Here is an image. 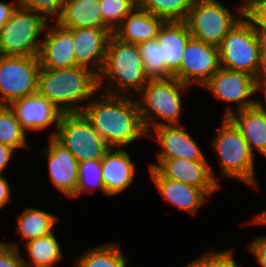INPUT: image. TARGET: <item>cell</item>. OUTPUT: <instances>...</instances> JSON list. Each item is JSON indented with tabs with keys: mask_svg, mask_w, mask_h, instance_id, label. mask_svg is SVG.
<instances>
[{
	"mask_svg": "<svg viewBox=\"0 0 266 267\" xmlns=\"http://www.w3.org/2000/svg\"><path fill=\"white\" fill-rule=\"evenodd\" d=\"M165 22L164 19L136 6L123 19L113 34L122 41L139 45L157 38Z\"/></svg>",
	"mask_w": 266,
	"mask_h": 267,
	"instance_id": "obj_22",
	"label": "cell"
},
{
	"mask_svg": "<svg viewBox=\"0 0 266 267\" xmlns=\"http://www.w3.org/2000/svg\"><path fill=\"white\" fill-rule=\"evenodd\" d=\"M236 11L232 14L220 0H194L184 22L193 38L219 47L244 16V4L238 5Z\"/></svg>",
	"mask_w": 266,
	"mask_h": 267,
	"instance_id": "obj_6",
	"label": "cell"
},
{
	"mask_svg": "<svg viewBox=\"0 0 266 267\" xmlns=\"http://www.w3.org/2000/svg\"><path fill=\"white\" fill-rule=\"evenodd\" d=\"M250 0H243V4H246L247 2H249Z\"/></svg>",
	"mask_w": 266,
	"mask_h": 267,
	"instance_id": "obj_46",
	"label": "cell"
},
{
	"mask_svg": "<svg viewBox=\"0 0 266 267\" xmlns=\"http://www.w3.org/2000/svg\"><path fill=\"white\" fill-rule=\"evenodd\" d=\"M78 170L77 190L72 198H76L86 192L90 195L97 189L107 195L103 184L101 159L80 162Z\"/></svg>",
	"mask_w": 266,
	"mask_h": 267,
	"instance_id": "obj_31",
	"label": "cell"
},
{
	"mask_svg": "<svg viewBox=\"0 0 266 267\" xmlns=\"http://www.w3.org/2000/svg\"><path fill=\"white\" fill-rule=\"evenodd\" d=\"M58 217L40 209L27 208L17 217V232L26 242L52 233Z\"/></svg>",
	"mask_w": 266,
	"mask_h": 267,
	"instance_id": "obj_26",
	"label": "cell"
},
{
	"mask_svg": "<svg viewBox=\"0 0 266 267\" xmlns=\"http://www.w3.org/2000/svg\"><path fill=\"white\" fill-rule=\"evenodd\" d=\"M15 5H19L18 0H13L10 3L0 1V30L1 27L10 19L13 11L16 9Z\"/></svg>",
	"mask_w": 266,
	"mask_h": 267,
	"instance_id": "obj_40",
	"label": "cell"
},
{
	"mask_svg": "<svg viewBox=\"0 0 266 267\" xmlns=\"http://www.w3.org/2000/svg\"><path fill=\"white\" fill-rule=\"evenodd\" d=\"M217 100L235 103L237 111L254 106L255 77L242 71L220 68L202 86Z\"/></svg>",
	"mask_w": 266,
	"mask_h": 267,
	"instance_id": "obj_12",
	"label": "cell"
},
{
	"mask_svg": "<svg viewBox=\"0 0 266 267\" xmlns=\"http://www.w3.org/2000/svg\"><path fill=\"white\" fill-rule=\"evenodd\" d=\"M194 0H137V7L168 21H184Z\"/></svg>",
	"mask_w": 266,
	"mask_h": 267,
	"instance_id": "obj_29",
	"label": "cell"
},
{
	"mask_svg": "<svg viewBox=\"0 0 266 267\" xmlns=\"http://www.w3.org/2000/svg\"><path fill=\"white\" fill-rule=\"evenodd\" d=\"M220 68L219 47L191 37L183 52L180 69L173 77L190 87H202Z\"/></svg>",
	"mask_w": 266,
	"mask_h": 267,
	"instance_id": "obj_11",
	"label": "cell"
},
{
	"mask_svg": "<svg viewBox=\"0 0 266 267\" xmlns=\"http://www.w3.org/2000/svg\"><path fill=\"white\" fill-rule=\"evenodd\" d=\"M144 70L149 79H169L173 74L162 61L161 48L157 38L142 42L138 45Z\"/></svg>",
	"mask_w": 266,
	"mask_h": 267,
	"instance_id": "obj_30",
	"label": "cell"
},
{
	"mask_svg": "<svg viewBox=\"0 0 266 267\" xmlns=\"http://www.w3.org/2000/svg\"><path fill=\"white\" fill-rule=\"evenodd\" d=\"M29 262L23 257L25 267H54L63 258L61 246L54 232L25 243Z\"/></svg>",
	"mask_w": 266,
	"mask_h": 267,
	"instance_id": "obj_25",
	"label": "cell"
},
{
	"mask_svg": "<svg viewBox=\"0 0 266 267\" xmlns=\"http://www.w3.org/2000/svg\"><path fill=\"white\" fill-rule=\"evenodd\" d=\"M26 131L9 105H0V143L13 149H29Z\"/></svg>",
	"mask_w": 266,
	"mask_h": 267,
	"instance_id": "obj_28",
	"label": "cell"
},
{
	"mask_svg": "<svg viewBox=\"0 0 266 267\" xmlns=\"http://www.w3.org/2000/svg\"><path fill=\"white\" fill-rule=\"evenodd\" d=\"M113 31L100 28H73L76 66L90 69L99 75L102 71L107 42Z\"/></svg>",
	"mask_w": 266,
	"mask_h": 267,
	"instance_id": "obj_18",
	"label": "cell"
},
{
	"mask_svg": "<svg viewBox=\"0 0 266 267\" xmlns=\"http://www.w3.org/2000/svg\"><path fill=\"white\" fill-rule=\"evenodd\" d=\"M64 1L65 0H18V4L20 7L37 12L47 23H53L52 21L57 23L62 15Z\"/></svg>",
	"mask_w": 266,
	"mask_h": 267,
	"instance_id": "obj_33",
	"label": "cell"
},
{
	"mask_svg": "<svg viewBox=\"0 0 266 267\" xmlns=\"http://www.w3.org/2000/svg\"><path fill=\"white\" fill-rule=\"evenodd\" d=\"M100 0H65L57 23L65 28L110 29L102 20Z\"/></svg>",
	"mask_w": 266,
	"mask_h": 267,
	"instance_id": "obj_24",
	"label": "cell"
},
{
	"mask_svg": "<svg viewBox=\"0 0 266 267\" xmlns=\"http://www.w3.org/2000/svg\"><path fill=\"white\" fill-rule=\"evenodd\" d=\"M14 153L15 149L0 143V174L4 173Z\"/></svg>",
	"mask_w": 266,
	"mask_h": 267,
	"instance_id": "obj_41",
	"label": "cell"
},
{
	"mask_svg": "<svg viewBox=\"0 0 266 267\" xmlns=\"http://www.w3.org/2000/svg\"><path fill=\"white\" fill-rule=\"evenodd\" d=\"M38 53L41 67L59 69L76 66L72 28L49 23Z\"/></svg>",
	"mask_w": 266,
	"mask_h": 267,
	"instance_id": "obj_17",
	"label": "cell"
},
{
	"mask_svg": "<svg viewBox=\"0 0 266 267\" xmlns=\"http://www.w3.org/2000/svg\"><path fill=\"white\" fill-rule=\"evenodd\" d=\"M38 56L0 55V105L37 92Z\"/></svg>",
	"mask_w": 266,
	"mask_h": 267,
	"instance_id": "obj_10",
	"label": "cell"
},
{
	"mask_svg": "<svg viewBox=\"0 0 266 267\" xmlns=\"http://www.w3.org/2000/svg\"><path fill=\"white\" fill-rule=\"evenodd\" d=\"M221 68L259 75L260 38L253 24L243 16L224 36L219 46Z\"/></svg>",
	"mask_w": 266,
	"mask_h": 267,
	"instance_id": "obj_7",
	"label": "cell"
},
{
	"mask_svg": "<svg viewBox=\"0 0 266 267\" xmlns=\"http://www.w3.org/2000/svg\"><path fill=\"white\" fill-rule=\"evenodd\" d=\"M189 88L190 86L174 77L150 79L143 86L138 93L140 98H135L148 133L156 127L180 124L183 99L181 96Z\"/></svg>",
	"mask_w": 266,
	"mask_h": 267,
	"instance_id": "obj_4",
	"label": "cell"
},
{
	"mask_svg": "<svg viewBox=\"0 0 266 267\" xmlns=\"http://www.w3.org/2000/svg\"><path fill=\"white\" fill-rule=\"evenodd\" d=\"M102 20L114 32L137 6V0H100Z\"/></svg>",
	"mask_w": 266,
	"mask_h": 267,
	"instance_id": "obj_32",
	"label": "cell"
},
{
	"mask_svg": "<svg viewBox=\"0 0 266 267\" xmlns=\"http://www.w3.org/2000/svg\"><path fill=\"white\" fill-rule=\"evenodd\" d=\"M120 244H105L88 249L77 258L76 267H128Z\"/></svg>",
	"mask_w": 266,
	"mask_h": 267,
	"instance_id": "obj_27",
	"label": "cell"
},
{
	"mask_svg": "<svg viewBox=\"0 0 266 267\" xmlns=\"http://www.w3.org/2000/svg\"><path fill=\"white\" fill-rule=\"evenodd\" d=\"M256 216L261 217V218H265V219H266V210H264V211L258 213Z\"/></svg>",
	"mask_w": 266,
	"mask_h": 267,
	"instance_id": "obj_44",
	"label": "cell"
},
{
	"mask_svg": "<svg viewBox=\"0 0 266 267\" xmlns=\"http://www.w3.org/2000/svg\"><path fill=\"white\" fill-rule=\"evenodd\" d=\"M49 138V145L40 153L47 156L50 181L65 197L72 198L78 185L79 162L54 137Z\"/></svg>",
	"mask_w": 266,
	"mask_h": 267,
	"instance_id": "obj_15",
	"label": "cell"
},
{
	"mask_svg": "<svg viewBox=\"0 0 266 267\" xmlns=\"http://www.w3.org/2000/svg\"><path fill=\"white\" fill-rule=\"evenodd\" d=\"M102 160V178L105 192L114 196L133 184L136 164L124 148H109Z\"/></svg>",
	"mask_w": 266,
	"mask_h": 267,
	"instance_id": "obj_20",
	"label": "cell"
},
{
	"mask_svg": "<svg viewBox=\"0 0 266 267\" xmlns=\"http://www.w3.org/2000/svg\"><path fill=\"white\" fill-rule=\"evenodd\" d=\"M186 125H164L153 128L148 137L157 141L162 147L157 152V163H151L148 168H155L164 159H187L191 161H208L194 140L187 132Z\"/></svg>",
	"mask_w": 266,
	"mask_h": 267,
	"instance_id": "obj_13",
	"label": "cell"
},
{
	"mask_svg": "<svg viewBox=\"0 0 266 267\" xmlns=\"http://www.w3.org/2000/svg\"><path fill=\"white\" fill-rule=\"evenodd\" d=\"M250 1H262L263 3H266V0H250Z\"/></svg>",
	"mask_w": 266,
	"mask_h": 267,
	"instance_id": "obj_45",
	"label": "cell"
},
{
	"mask_svg": "<svg viewBox=\"0 0 266 267\" xmlns=\"http://www.w3.org/2000/svg\"><path fill=\"white\" fill-rule=\"evenodd\" d=\"M98 91V75L90 69L81 66L40 67L37 92L63 113L81 112L88 104L86 100H91Z\"/></svg>",
	"mask_w": 266,
	"mask_h": 267,
	"instance_id": "obj_2",
	"label": "cell"
},
{
	"mask_svg": "<svg viewBox=\"0 0 266 267\" xmlns=\"http://www.w3.org/2000/svg\"><path fill=\"white\" fill-rule=\"evenodd\" d=\"M191 37L184 21L165 22L158 33L162 61L173 75L180 69L183 52Z\"/></svg>",
	"mask_w": 266,
	"mask_h": 267,
	"instance_id": "obj_23",
	"label": "cell"
},
{
	"mask_svg": "<svg viewBox=\"0 0 266 267\" xmlns=\"http://www.w3.org/2000/svg\"><path fill=\"white\" fill-rule=\"evenodd\" d=\"M250 223V225L251 224H264V225H266V219L265 218H261V217H258V216H255L254 218H252L250 221H248V223L247 224H249Z\"/></svg>",
	"mask_w": 266,
	"mask_h": 267,
	"instance_id": "obj_43",
	"label": "cell"
},
{
	"mask_svg": "<svg viewBox=\"0 0 266 267\" xmlns=\"http://www.w3.org/2000/svg\"><path fill=\"white\" fill-rule=\"evenodd\" d=\"M20 251V246L9 239L0 242V267H25Z\"/></svg>",
	"mask_w": 266,
	"mask_h": 267,
	"instance_id": "obj_36",
	"label": "cell"
},
{
	"mask_svg": "<svg viewBox=\"0 0 266 267\" xmlns=\"http://www.w3.org/2000/svg\"><path fill=\"white\" fill-rule=\"evenodd\" d=\"M258 92L264 93V101L255 99L254 106L259 110L266 111V74H259L255 78V94Z\"/></svg>",
	"mask_w": 266,
	"mask_h": 267,
	"instance_id": "obj_38",
	"label": "cell"
},
{
	"mask_svg": "<svg viewBox=\"0 0 266 267\" xmlns=\"http://www.w3.org/2000/svg\"><path fill=\"white\" fill-rule=\"evenodd\" d=\"M47 22L32 10L16 6L0 30V55L38 56Z\"/></svg>",
	"mask_w": 266,
	"mask_h": 267,
	"instance_id": "obj_8",
	"label": "cell"
},
{
	"mask_svg": "<svg viewBox=\"0 0 266 267\" xmlns=\"http://www.w3.org/2000/svg\"><path fill=\"white\" fill-rule=\"evenodd\" d=\"M81 113L109 148H124L148 136L135 96L99 91Z\"/></svg>",
	"mask_w": 266,
	"mask_h": 267,
	"instance_id": "obj_1",
	"label": "cell"
},
{
	"mask_svg": "<svg viewBox=\"0 0 266 267\" xmlns=\"http://www.w3.org/2000/svg\"><path fill=\"white\" fill-rule=\"evenodd\" d=\"M49 137H54L66 147L79 163L102 159L109 149L81 112L63 113L57 130L52 131Z\"/></svg>",
	"mask_w": 266,
	"mask_h": 267,
	"instance_id": "obj_9",
	"label": "cell"
},
{
	"mask_svg": "<svg viewBox=\"0 0 266 267\" xmlns=\"http://www.w3.org/2000/svg\"><path fill=\"white\" fill-rule=\"evenodd\" d=\"M233 252L234 250L229 248L224 251L204 252L184 267H238Z\"/></svg>",
	"mask_w": 266,
	"mask_h": 267,
	"instance_id": "obj_34",
	"label": "cell"
},
{
	"mask_svg": "<svg viewBox=\"0 0 266 267\" xmlns=\"http://www.w3.org/2000/svg\"><path fill=\"white\" fill-rule=\"evenodd\" d=\"M105 79L109 83H104ZM149 80L138 44L122 41L112 33L107 42L102 71L98 75L99 91L110 95L134 96Z\"/></svg>",
	"mask_w": 266,
	"mask_h": 267,
	"instance_id": "obj_3",
	"label": "cell"
},
{
	"mask_svg": "<svg viewBox=\"0 0 266 267\" xmlns=\"http://www.w3.org/2000/svg\"><path fill=\"white\" fill-rule=\"evenodd\" d=\"M244 16L253 24L260 39H266V3L249 1L244 4Z\"/></svg>",
	"mask_w": 266,
	"mask_h": 267,
	"instance_id": "obj_35",
	"label": "cell"
},
{
	"mask_svg": "<svg viewBox=\"0 0 266 267\" xmlns=\"http://www.w3.org/2000/svg\"><path fill=\"white\" fill-rule=\"evenodd\" d=\"M9 203H13V200H11V185L3 174H0V209Z\"/></svg>",
	"mask_w": 266,
	"mask_h": 267,
	"instance_id": "obj_39",
	"label": "cell"
},
{
	"mask_svg": "<svg viewBox=\"0 0 266 267\" xmlns=\"http://www.w3.org/2000/svg\"><path fill=\"white\" fill-rule=\"evenodd\" d=\"M18 122L25 131H42L54 122L55 128L63 112L38 92L16 99L9 104Z\"/></svg>",
	"mask_w": 266,
	"mask_h": 267,
	"instance_id": "obj_16",
	"label": "cell"
},
{
	"mask_svg": "<svg viewBox=\"0 0 266 267\" xmlns=\"http://www.w3.org/2000/svg\"><path fill=\"white\" fill-rule=\"evenodd\" d=\"M149 171L163 200L177 207L179 211L195 215L208 201L209 196L201 188L165 178L156 168H149Z\"/></svg>",
	"mask_w": 266,
	"mask_h": 267,
	"instance_id": "obj_19",
	"label": "cell"
},
{
	"mask_svg": "<svg viewBox=\"0 0 266 267\" xmlns=\"http://www.w3.org/2000/svg\"><path fill=\"white\" fill-rule=\"evenodd\" d=\"M259 74H266V39H260V68Z\"/></svg>",
	"mask_w": 266,
	"mask_h": 267,
	"instance_id": "obj_42",
	"label": "cell"
},
{
	"mask_svg": "<svg viewBox=\"0 0 266 267\" xmlns=\"http://www.w3.org/2000/svg\"><path fill=\"white\" fill-rule=\"evenodd\" d=\"M165 178L201 188L210 198L221 188L208 161L164 159L155 167Z\"/></svg>",
	"mask_w": 266,
	"mask_h": 267,
	"instance_id": "obj_14",
	"label": "cell"
},
{
	"mask_svg": "<svg viewBox=\"0 0 266 267\" xmlns=\"http://www.w3.org/2000/svg\"><path fill=\"white\" fill-rule=\"evenodd\" d=\"M223 117H227L246 140L250 151L257 150L266 158V111L255 106L234 111L228 105Z\"/></svg>",
	"mask_w": 266,
	"mask_h": 267,
	"instance_id": "obj_21",
	"label": "cell"
},
{
	"mask_svg": "<svg viewBox=\"0 0 266 267\" xmlns=\"http://www.w3.org/2000/svg\"><path fill=\"white\" fill-rule=\"evenodd\" d=\"M248 245V250L257 259L258 265L266 267V235L254 238Z\"/></svg>",
	"mask_w": 266,
	"mask_h": 267,
	"instance_id": "obj_37",
	"label": "cell"
},
{
	"mask_svg": "<svg viewBox=\"0 0 266 267\" xmlns=\"http://www.w3.org/2000/svg\"><path fill=\"white\" fill-rule=\"evenodd\" d=\"M210 143L220 163L221 178H236L255 187L254 189L258 188L254 154L242 134L227 117H223L222 124Z\"/></svg>",
	"mask_w": 266,
	"mask_h": 267,
	"instance_id": "obj_5",
	"label": "cell"
}]
</instances>
